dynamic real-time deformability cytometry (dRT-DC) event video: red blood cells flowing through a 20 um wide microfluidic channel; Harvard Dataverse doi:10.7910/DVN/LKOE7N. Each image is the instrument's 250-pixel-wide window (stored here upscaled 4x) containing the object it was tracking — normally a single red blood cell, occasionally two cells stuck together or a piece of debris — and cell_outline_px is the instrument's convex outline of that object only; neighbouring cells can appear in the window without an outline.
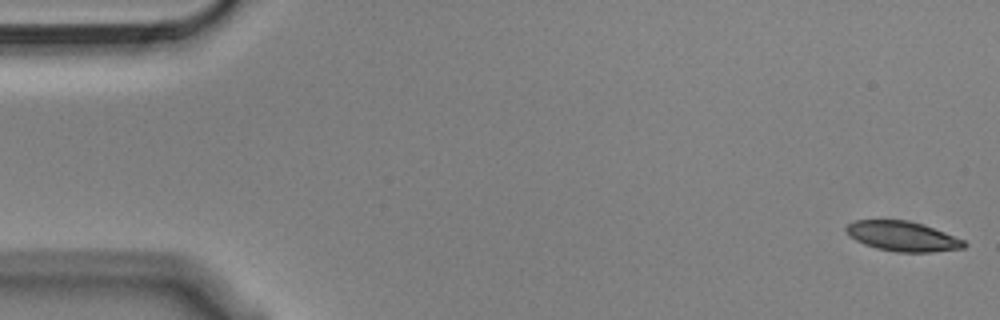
{"species": "Egyptian fruit bat (a non-hibernating species)", "species_latin": "Rousettus aegyptiacus", "temperature_condition": "cold", "stored_images_in_passage": 55, "camera_frame_rate_fps": 3000, "um_per_image_px": 0.085, "animal": {"sex": "male"}, "frame": {"image": 1, "passage_image": 1, "time_ms": 0.0, "image_size_px": [1000, 320], "cell_outline_px": [[968, 244], [964, 248], [932, 252], [896, 252], [876, 248], [864, 244], [848, 236], [844, 228], [848, 224], [856, 220], [908, 220], [924, 224], [964, 240]], "centroid_in_image_um": [76.71, 20.08], "position_along_channel_um": 8.3, "area_um2": 20.63}}
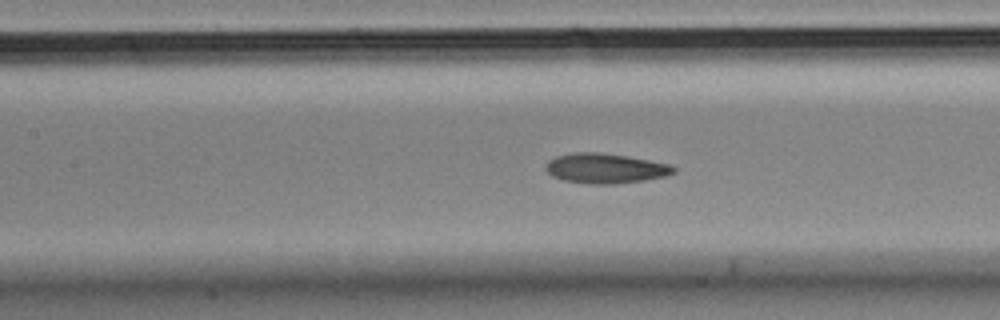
{"frame": {"image": 2, "passage_image": 24, "time_ms": 7.667, "image_size_px": [1000, 320], "cell_outline_px": [[676, 172], [668, 176], [644, 180], [616, 184], [588, 184], [564, 180], [552, 176], [544, 168], [548, 160], [556, 156], [576, 152], [596, 152], [628, 156], [672, 164], [676, 168]], "centroid_in_image_um": [51.49, 14.31], "position_along_channel_um": 155.9, "area_um2": 22.54}}
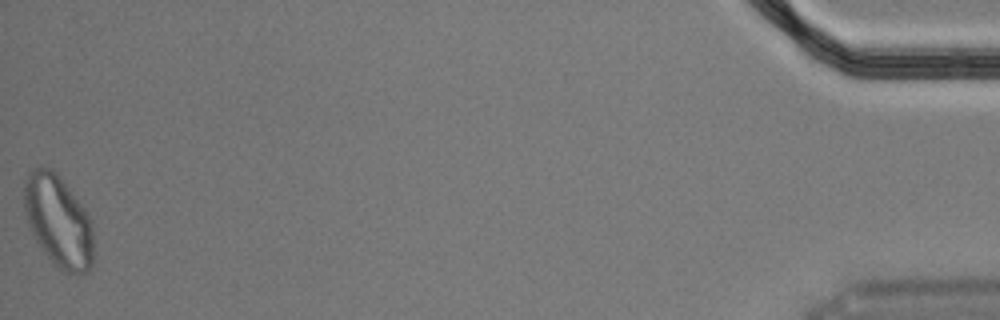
{"frame": {"image": 3, "passage_image": 55, "time_ms": 18.0, "image_size_px": [1000, 320], "cell_outline_px": [[92, 264], [88, 272], [64, 272], [44, 252], [28, 228], [24, 212], [24, 180], [28, 172], [36, 168], [48, 168], [56, 172], [60, 176], [84, 208], [92, 224]], "centroid_in_image_um": [4.93, 18.76], "position_along_channel_um": 430.3, "area_um2": 36.76}, "authors_computed_cell_mechanics": {"area_um2": 22.0796, "velocity_mm_per_s": 3.6047, "shape_relaxation_time_tau1_ms": 8.8199, "shape_relaxation_time_tau2_ms": 3.832, "deformation_change_tau1": 0.1941, "deformation_change_tau2": 0.1132}}